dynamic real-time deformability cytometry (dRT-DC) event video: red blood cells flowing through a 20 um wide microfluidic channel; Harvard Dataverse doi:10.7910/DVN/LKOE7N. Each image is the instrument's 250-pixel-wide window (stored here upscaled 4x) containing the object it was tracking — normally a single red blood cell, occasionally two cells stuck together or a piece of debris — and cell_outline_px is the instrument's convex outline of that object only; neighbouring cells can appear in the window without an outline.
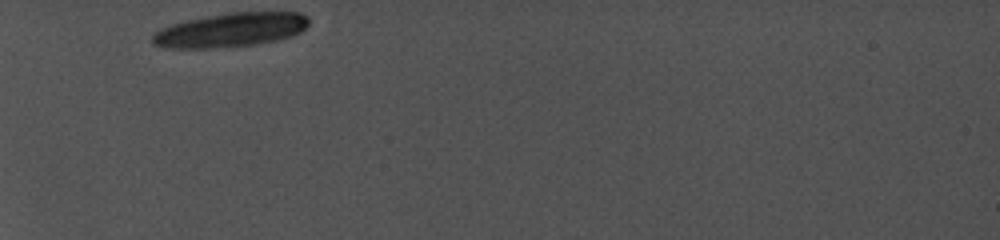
{"species": "common noctule bat (a hibernating species)", "species_latin": "Nyctalus noctula", "temperature_condition": "cold", "stored_images_in_passage": 2, "camera_frame_rate_fps": 5000, "um_per_image_px": 0.085, "animal": {"sex": "female", "body_mass_g": 19.0, "forearm_length_mm": 56.7}, "frame": {"image": 1, "passage_image": 1, "time_ms": 0.0, "image_size_px": [1000, 240], "cell_outline_px": [[308, 24], [300, 32], [292, 36], [276, 40], [252, 44], [208, 48], [172, 48], [152, 44], [152, 32], [160, 28], [184, 20], [228, 12], [300, 12], [308, 16]], "centroid_in_image_um": [19.57, 2.53], "position_along_channel_um": 65.4, "area_um2": 30.98}}